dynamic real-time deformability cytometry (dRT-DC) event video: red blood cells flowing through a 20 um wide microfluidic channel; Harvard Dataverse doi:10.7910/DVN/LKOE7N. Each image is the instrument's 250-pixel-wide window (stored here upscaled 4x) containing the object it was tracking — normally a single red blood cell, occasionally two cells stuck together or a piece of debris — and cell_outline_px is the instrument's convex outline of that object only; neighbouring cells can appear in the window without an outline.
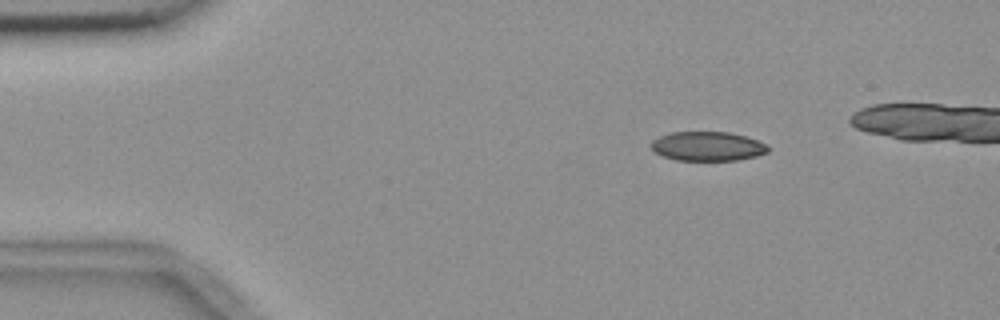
{"species": "common noctule bat (a hibernating species)", "species_latin": "Nyctalus noctula", "temperature_condition": "room temperature", "stored_images_in_passage": 42, "camera_frame_rate_fps": 3000, "um_per_image_px": 0.085, "animal": {"sex": "female", "body_mass_g": 18.4}, "frame": {"image": 1, "passage_image": 1, "time_ms": 0.0, "image_size_px": [1000, 320], "cell_outline_px": [[768, 152], [756, 156], [736, 160], [676, 160], [664, 156], [656, 152], [652, 148], [652, 140], [660, 136], [672, 132], [728, 132], [744, 136], [768, 144]], "centroid_in_image_um": [60.16, 12.43], "position_along_channel_um": 24.8, "area_um2": 19.71}}
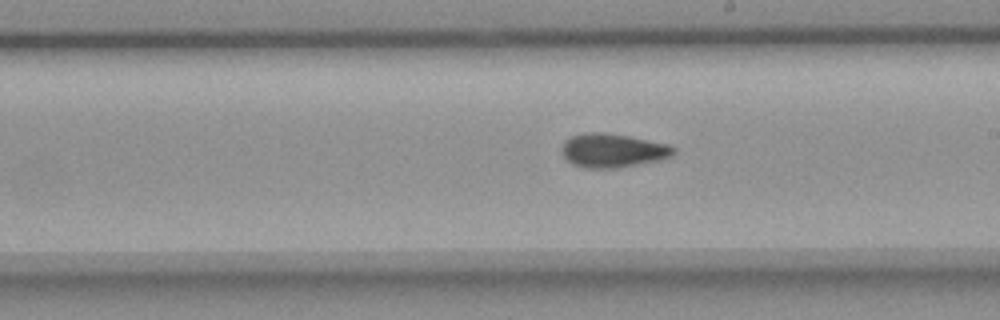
{"frame": {"image": 2, "passage_image": 24, "time_ms": 7.667, "image_size_px": [1000, 320], "cell_outline_px": [[676, 152], [660, 160], [616, 168], [584, 168], [572, 164], [564, 156], [560, 148], [564, 140], [572, 136], [588, 132], [604, 132], [628, 136], [668, 144], [676, 148]], "centroid_in_image_um": [52.05, 12.79], "position_along_channel_um": 236.9, "area_um2": 22.02}}
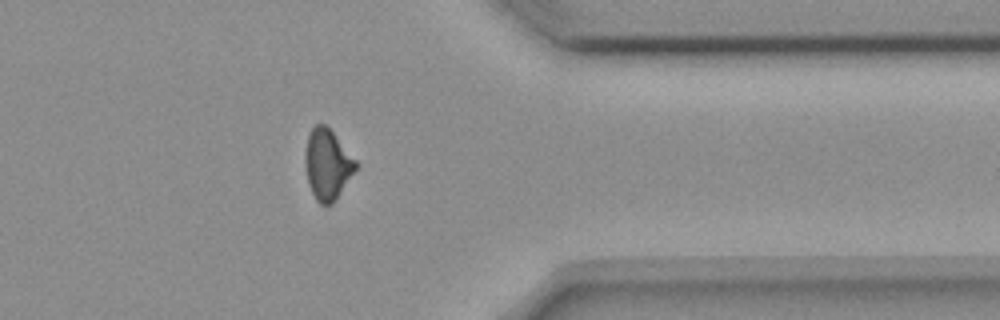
{"frame": {"image": 3, "passage_image": 37, "time_ms": 12.0, "image_size_px": [1000, 320], "cell_outline_px": [[360, 164], [332, 204], [324, 208], [316, 200], [308, 184], [304, 164], [304, 152], [308, 136], [312, 128], [316, 124], [324, 124], [332, 132]], "centroid_in_image_um": [27.82, 14.01], "position_along_channel_um": 383.6, "area_um2": 20.92}, "authors_computed_cell_mechanics": {"area_um2": 21.3282, "velocity_mm_per_s": 3.6577, "shape_relaxation_time_tau1_ms": null, "shape_relaxation_time_tau2_ms": 2.476, "deformation_change_tau1": null, "deformation_change_tau2": 0.0797}}